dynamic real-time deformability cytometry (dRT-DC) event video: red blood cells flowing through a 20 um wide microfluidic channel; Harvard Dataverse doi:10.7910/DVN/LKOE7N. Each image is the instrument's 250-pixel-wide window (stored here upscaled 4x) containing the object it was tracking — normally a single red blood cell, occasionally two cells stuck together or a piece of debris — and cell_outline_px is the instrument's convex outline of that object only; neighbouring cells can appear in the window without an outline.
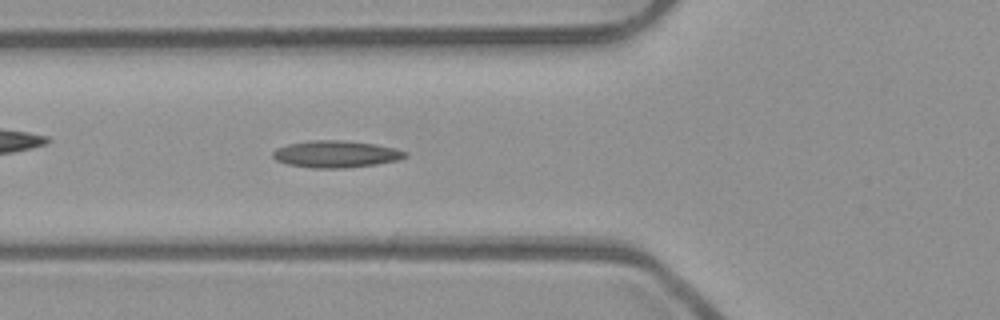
{"species": "common noctule bat (a hibernating species)", "species_latin": "Nyctalus noctula", "temperature_condition": "room temperature", "stored_images_in_passage": 29, "camera_frame_rate_fps": 3000, "um_per_image_px": 0.085, "animal": {"sex": "male", "body_mass_g": 23.1, "forearm_length_mm": 52.7}, "frame": {"image": 1, "passage_image": 7, "time_ms": 2.0, "image_size_px": [1000, 320], "cell_outline_px": [[408, 156], [396, 160], [376, 164], [348, 168], [312, 168], [288, 164], [276, 160], [272, 156], [272, 152], [276, 148], [288, 144], [308, 140], [344, 140], [376, 144], [396, 148], [408, 152]], "centroid_in_image_um": [28.56, 13.09], "position_along_channel_um": 97.2, "area_um2": 20.92}}
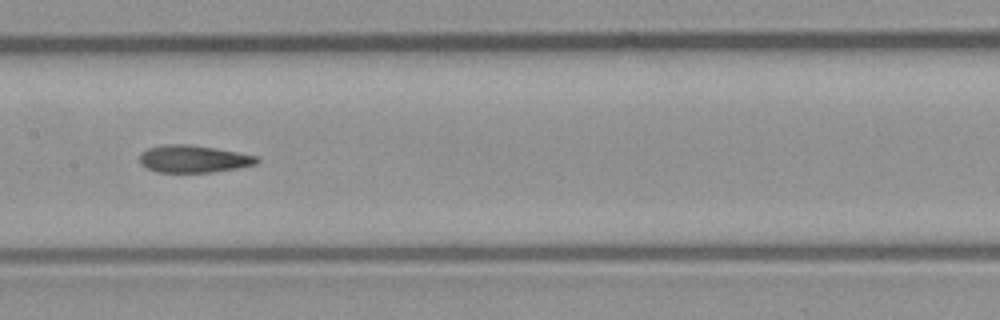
{"frame": {"image": 2, "passage_image": 14, "time_ms": 4.333, "image_size_px": [1000, 320], "cell_outline_px": [[260, 160], [256, 164], [236, 168], [212, 172], [156, 172], [140, 164], [140, 152], [148, 148], [164, 144], [188, 144], [216, 148], [256, 156]], "centroid_in_image_um": [16.41, 13.5], "position_along_channel_um": 191.0, "area_um2": 18.61}}
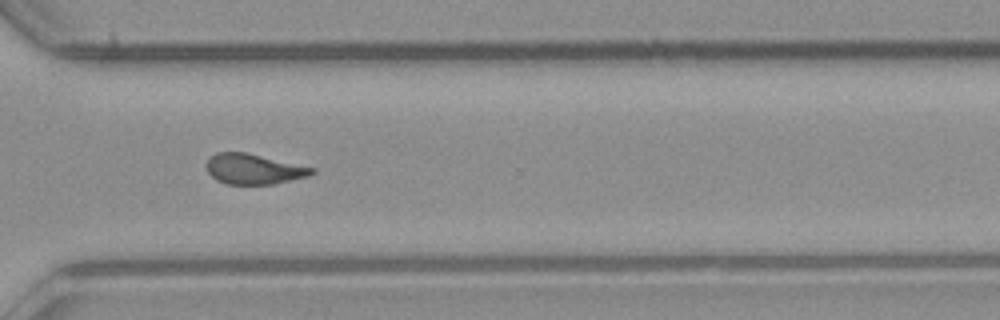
{"frame": {"image": 3, "passage_image": 26, "time_ms": 8.333, "image_size_px": [1000, 320], "cell_outline_px": [[316, 172], [308, 176], [272, 184], [228, 184], [216, 180], [208, 172], [204, 164], [216, 152], [244, 152], [316, 168]], "centroid_in_image_um": [21.55, 14.37], "position_along_channel_um": 349.0, "area_um2": 18.5}, "authors_computed_cell_mechanics": {"area_um2": 19.0162, "velocity_mm_per_s": 3.9654, "shape_relaxation_time_tau1_ms": null, "shape_relaxation_time_tau2_ms": 3.1632, "deformation_change_tau1": null, "deformation_change_tau2": 0.1159}}